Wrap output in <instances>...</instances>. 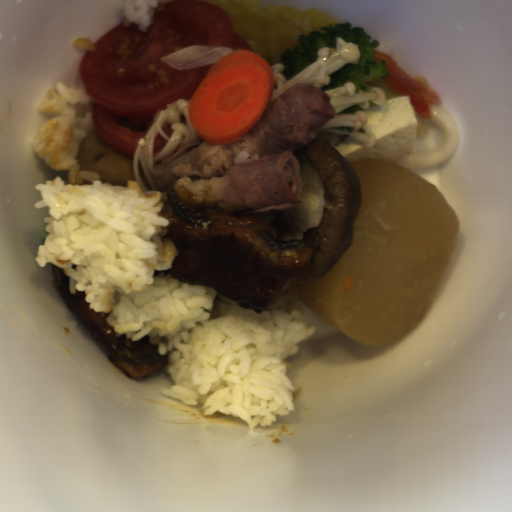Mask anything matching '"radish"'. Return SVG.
<instances>
[{"instance_id":"obj_1","label":"radish","mask_w":512,"mask_h":512,"mask_svg":"<svg viewBox=\"0 0 512 512\" xmlns=\"http://www.w3.org/2000/svg\"><path fill=\"white\" fill-rule=\"evenodd\" d=\"M361 186L353 239L329 274L293 284L301 302L355 343L401 340L451 267L459 218L437 187L394 161L349 162Z\"/></svg>"},{"instance_id":"obj_2","label":"radish","mask_w":512,"mask_h":512,"mask_svg":"<svg viewBox=\"0 0 512 512\" xmlns=\"http://www.w3.org/2000/svg\"><path fill=\"white\" fill-rule=\"evenodd\" d=\"M275 87L267 60L250 49L220 57L206 71L188 106V120L206 144L246 135L265 113Z\"/></svg>"}]
</instances>
